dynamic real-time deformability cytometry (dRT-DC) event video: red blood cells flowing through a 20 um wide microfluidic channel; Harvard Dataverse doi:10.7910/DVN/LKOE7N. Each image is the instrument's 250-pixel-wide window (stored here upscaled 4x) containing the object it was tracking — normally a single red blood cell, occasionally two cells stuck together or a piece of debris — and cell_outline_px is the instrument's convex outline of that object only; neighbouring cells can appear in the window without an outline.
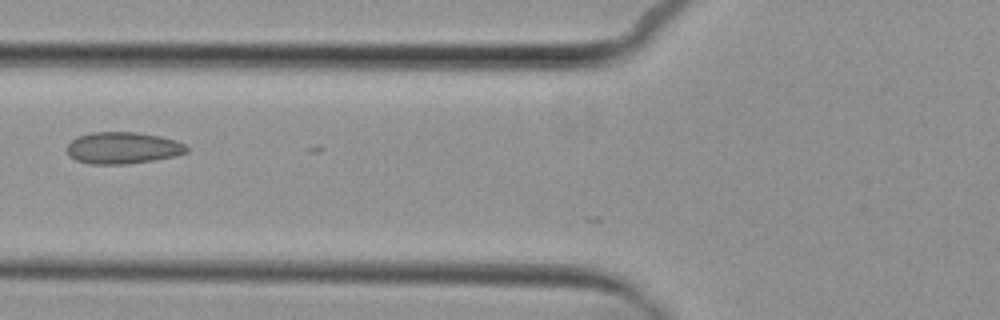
{"species": "common noctule bat (a hibernating species)", "species_latin": "Nyctalus noctula", "temperature_condition": "cold", "stored_images_in_passage": 7, "camera_frame_rate_fps": 3000, "um_per_image_px": 0.085, "animal": {"sex": "female", "body_mass_g": 29.2, "forearm_length_mm": 56.3}, "frame": {"image": 1, "passage_image": 6, "time_ms": 6.333, "image_size_px": [1000, 320], "cell_outline_px": [[188, 152], [176, 156], [152, 160], [124, 164], [92, 164], [76, 160], [68, 152], [68, 144], [76, 136], [92, 132], [136, 132], [160, 136], [176, 140], [184, 144], [188, 148]], "centroid_in_image_um": [10.46, 12.56], "position_along_channel_um": 115.3, "area_um2": 22.02}}